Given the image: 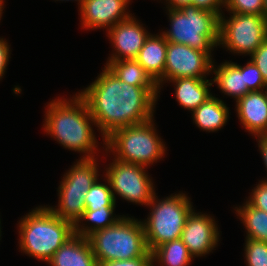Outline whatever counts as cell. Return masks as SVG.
Masks as SVG:
<instances>
[{"label":"cell","instance_id":"obj_11","mask_svg":"<svg viewBox=\"0 0 267 266\" xmlns=\"http://www.w3.org/2000/svg\"><path fill=\"white\" fill-rule=\"evenodd\" d=\"M213 219L205 213H195L194 209L186 219L181 240L195 258L209 254L219 242L218 227Z\"/></svg>","mask_w":267,"mask_h":266},{"label":"cell","instance_id":"obj_36","mask_svg":"<svg viewBox=\"0 0 267 266\" xmlns=\"http://www.w3.org/2000/svg\"><path fill=\"white\" fill-rule=\"evenodd\" d=\"M168 1V2H167ZM168 9H180L182 6L191 5V0H166Z\"/></svg>","mask_w":267,"mask_h":266},{"label":"cell","instance_id":"obj_22","mask_svg":"<svg viewBox=\"0 0 267 266\" xmlns=\"http://www.w3.org/2000/svg\"><path fill=\"white\" fill-rule=\"evenodd\" d=\"M94 159H79L70 170L63 175L59 187L90 189L98 178L97 161Z\"/></svg>","mask_w":267,"mask_h":266},{"label":"cell","instance_id":"obj_26","mask_svg":"<svg viewBox=\"0 0 267 266\" xmlns=\"http://www.w3.org/2000/svg\"><path fill=\"white\" fill-rule=\"evenodd\" d=\"M107 184L99 183L98 179L93 183L85 195V211H96L103 206H115L116 202L112 194L108 180ZM109 186V187H108Z\"/></svg>","mask_w":267,"mask_h":266},{"label":"cell","instance_id":"obj_4","mask_svg":"<svg viewBox=\"0 0 267 266\" xmlns=\"http://www.w3.org/2000/svg\"><path fill=\"white\" fill-rule=\"evenodd\" d=\"M97 262L153 257L146 245L144 227L135 218L122 216L114 225L87 237Z\"/></svg>","mask_w":267,"mask_h":266},{"label":"cell","instance_id":"obj_5","mask_svg":"<svg viewBox=\"0 0 267 266\" xmlns=\"http://www.w3.org/2000/svg\"><path fill=\"white\" fill-rule=\"evenodd\" d=\"M167 10L171 28L162 32L165 39L211 55L219 44V16L194 5Z\"/></svg>","mask_w":267,"mask_h":266},{"label":"cell","instance_id":"obj_38","mask_svg":"<svg viewBox=\"0 0 267 266\" xmlns=\"http://www.w3.org/2000/svg\"><path fill=\"white\" fill-rule=\"evenodd\" d=\"M3 5H4V2H3V0H0V20H1V17H2V11H3V9H4V7H3ZM3 8V9H2Z\"/></svg>","mask_w":267,"mask_h":266},{"label":"cell","instance_id":"obj_20","mask_svg":"<svg viewBox=\"0 0 267 266\" xmlns=\"http://www.w3.org/2000/svg\"><path fill=\"white\" fill-rule=\"evenodd\" d=\"M59 203L57 208L49 209L62 220L75 225L86 209L85 195L89 189L58 187Z\"/></svg>","mask_w":267,"mask_h":266},{"label":"cell","instance_id":"obj_33","mask_svg":"<svg viewBox=\"0 0 267 266\" xmlns=\"http://www.w3.org/2000/svg\"><path fill=\"white\" fill-rule=\"evenodd\" d=\"M191 5L201 9L210 10L220 17L223 14L221 8L225 6V0H191Z\"/></svg>","mask_w":267,"mask_h":266},{"label":"cell","instance_id":"obj_13","mask_svg":"<svg viewBox=\"0 0 267 266\" xmlns=\"http://www.w3.org/2000/svg\"><path fill=\"white\" fill-rule=\"evenodd\" d=\"M130 0H84L81 11L82 28H111L132 15L126 12Z\"/></svg>","mask_w":267,"mask_h":266},{"label":"cell","instance_id":"obj_18","mask_svg":"<svg viewBox=\"0 0 267 266\" xmlns=\"http://www.w3.org/2000/svg\"><path fill=\"white\" fill-rule=\"evenodd\" d=\"M215 66L213 62L212 71L215 76L211 81L217 84L222 93L234 97L237 101L250 92L244 80V66L231 61L220 64L217 69Z\"/></svg>","mask_w":267,"mask_h":266},{"label":"cell","instance_id":"obj_39","mask_svg":"<svg viewBox=\"0 0 267 266\" xmlns=\"http://www.w3.org/2000/svg\"><path fill=\"white\" fill-rule=\"evenodd\" d=\"M58 1V0H57ZM60 1H63V0H60ZM66 1H69V0H66ZM77 1V0H76ZM84 0H78V4H79V7H81L82 3H83Z\"/></svg>","mask_w":267,"mask_h":266},{"label":"cell","instance_id":"obj_30","mask_svg":"<svg viewBox=\"0 0 267 266\" xmlns=\"http://www.w3.org/2000/svg\"><path fill=\"white\" fill-rule=\"evenodd\" d=\"M261 182V183H260ZM252 189L251 195L247 202L259 210L267 212V181L262 180Z\"/></svg>","mask_w":267,"mask_h":266},{"label":"cell","instance_id":"obj_16","mask_svg":"<svg viewBox=\"0 0 267 266\" xmlns=\"http://www.w3.org/2000/svg\"><path fill=\"white\" fill-rule=\"evenodd\" d=\"M167 40L162 33L146 38L137 58L135 59L157 83L160 89L166 63Z\"/></svg>","mask_w":267,"mask_h":266},{"label":"cell","instance_id":"obj_7","mask_svg":"<svg viewBox=\"0 0 267 266\" xmlns=\"http://www.w3.org/2000/svg\"><path fill=\"white\" fill-rule=\"evenodd\" d=\"M147 206L151 213L141 222L150 252L159 245L181 238L186 219L194 209L185 193L172 194L161 201L155 194Z\"/></svg>","mask_w":267,"mask_h":266},{"label":"cell","instance_id":"obj_12","mask_svg":"<svg viewBox=\"0 0 267 266\" xmlns=\"http://www.w3.org/2000/svg\"><path fill=\"white\" fill-rule=\"evenodd\" d=\"M107 31L115 49L108 61L136 59L150 34L134 16L118 22Z\"/></svg>","mask_w":267,"mask_h":266},{"label":"cell","instance_id":"obj_24","mask_svg":"<svg viewBox=\"0 0 267 266\" xmlns=\"http://www.w3.org/2000/svg\"><path fill=\"white\" fill-rule=\"evenodd\" d=\"M235 209L246 227V238L267 243V212L252 207L247 201Z\"/></svg>","mask_w":267,"mask_h":266},{"label":"cell","instance_id":"obj_6","mask_svg":"<svg viewBox=\"0 0 267 266\" xmlns=\"http://www.w3.org/2000/svg\"><path fill=\"white\" fill-rule=\"evenodd\" d=\"M153 120L115 130L105 139L106 152L110 150L116 154V160L147 168L160 160L166 148L156 133Z\"/></svg>","mask_w":267,"mask_h":266},{"label":"cell","instance_id":"obj_35","mask_svg":"<svg viewBox=\"0 0 267 266\" xmlns=\"http://www.w3.org/2000/svg\"><path fill=\"white\" fill-rule=\"evenodd\" d=\"M257 140H258V147L260 149L261 152V156L263 158L265 167L267 168V135L265 136H257ZM267 170V169H266ZM267 181V180H265Z\"/></svg>","mask_w":267,"mask_h":266},{"label":"cell","instance_id":"obj_8","mask_svg":"<svg viewBox=\"0 0 267 266\" xmlns=\"http://www.w3.org/2000/svg\"><path fill=\"white\" fill-rule=\"evenodd\" d=\"M231 14L229 19L219 17L218 46L250 56L267 39V19L257 14Z\"/></svg>","mask_w":267,"mask_h":266},{"label":"cell","instance_id":"obj_28","mask_svg":"<svg viewBox=\"0 0 267 266\" xmlns=\"http://www.w3.org/2000/svg\"><path fill=\"white\" fill-rule=\"evenodd\" d=\"M224 7L230 13L264 15L263 0H225Z\"/></svg>","mask_w":267,"mask_h":266},{"label":"cell","instance_id":"obj_21","mask_svg":"<svg viewBox=\"0 0 267 266\" xmlns=\"http://www.w3.org/2000/svg\"><path fill=\"white\" fill-rule=\"evenodd\" d=\"M107 62L105 66L122 82L138 87H158L157 83L135 59Z\"/></svg>","mask_w":267,"mask_h":266},{"label":"cell","instance_id":"obj_37","mask_svg":"<svg viewBox=\"0 0 267 266\" xmlns=\"http://www.w3.org/2000/svg\"><path fill=\"white\" fill-rule=\"evenodd\" d=\"M263 2H264V16L267 19V0H263Z\"/></svg>","mask_w":267,"mask_h":266},{"label":"cell","instance_id":"obj_9","mask_svg":"<svg viewBox=\"0 0 267 266\" xmlns=\"http://www.w3.org/2000/svg\"><path fill=\"white\" fill-rule=\"evenodd\" d=\"M106 168L108 180L115 202V194L129 202L148 205L155 196V188L145 166L112 160Z\"/></svg>","mask_w":267,"mask_h":266},{"label":"cell","instance_id":"obj_10","mask_svg":"<svg viewBox=\"0 0 267 266\" xmlns=\"http://www.w3.org/2000/svg\"><path fill=\"white\" fill-rule=\"evenodd\" d=\"M212 55L187 45L167 41L163 81L177 78L203 79L212 71Z\"/></svg>","mask_w":267,"mask_h":266},{"label":"cell","instance_id":"obj_32","mask_svg":"<svg viewBox=\"0 0 267 266\" xmlns=\"http://www.w3.org/2000/svg\"><path fill=\"white\" fill-rule=\"evenodd\" d=\"M98 266H154L153 257H136L129 260L97 262Z\"/></svg>","mask_w":267,"mask_h":266},{"label":"cell","instance_id":"obj_34","mask_svg":"<svg viewBox=\"0 0 267 266\" xmlns=\"http://www.w3.org/2000/svg\"><path fill=\"white\" fill-rule=\"evenodd\" d=\"M9 49L10 47L8 45V42H6L4 38H0V79L3 78L5 69L9 62V57H10Z\"/></svg>","mask_w":267,"mask_h":266},{"label":"cell","instance_id":"obj_31","mask_svg":"<svg viewBox=\"0 0 267 266\" xmlns=\"http://www.w3.org/2000/svg\"><path fill=\"white\" fill-rule=\"evenodd\" d=\"M250 56L267 84V39Z\"/></svg>","mask_w":267,"mask_h":266},{"label":"cell","instance_id":"obj_15","mask_svg":"<svg viewBox=\"0 0 267 266\" xmlns=\"http://www.w3.org/2000/svg\"><path fill=\"white\" fill-rule=\"evenodd\" d=\"M50 266H98L86 237L74 234L47 262Z\"/></svg>","mask_w":267,"mask_h":266},{"label":"cell","instance_id":"obj_1","mask_svg":"<svg viewBox=\"0 0 267 266\" xmlns=\"http://www.w3.org/2000/svg\"><path fill=\"white\" fill-rule=\"evenodd\" d=\"M160 89L122 82L106 66L96 80L78 94L101 131L103 142L115 130L153 119Z\"/></svg>","mask_w":267,"mask_h":266},{"label":"cell","instance_id":"obj_27","mask_svg":"<svg viewBox=\"0 0 267 266\" xmlns=\"http://www.w3.org/2000/svg\"><path fill=\"white\" fill-rule=\"evenodd\" d=\"M245 258L247 266H267V243L246 238Z\"/></svg>","mask_w":267,"mask_h":266},{"label":"cell","instance_id":"obj_17","mask_svg":"<svg viewBox=\"0 0 267 266\" xmlns=\"http://www.w3.org/2000/svg\"><path fill=\"white\" fill-rule=\"evenodd\" d=\"M169 81L173 82L176 86L175 97L177 102L192 112L212 96L209 87L213 85V82L206 78L196 79L185 77Z\"/></svg>","mask_w":267,"mask_h":266},{"label":"cell","instance_id":"obj_19","mask_svg":"<svg viewBox=\"0 0 267 266\" xmlns=\"http://www.w3.org/2000/svg\"><path fill=\"white\" fill-rule=\"evenodd\" d=\"M228 109L221 99L210 96L191 113L197 127L203 131L215 132L226 124L229 117Z\"/></svg>","mask_w":267,"mask_h":266},{"label":"cell","instance_id":"obj_29","mask_svg":"<svg viewBox=\"0 0 267 266\" xmlns=\"http://www.w3.org/2000/svg\"><path fill=\"white\" fill-rule=\"evenodd\" d=\"M244 80L250 91L265 90L267 86L262 78L261 72L252 60L244 65Z\"/></svg>","mask_w":267,"mask_h":266},{"label":"cell","instance_id":"obj_25","mask_svg":"<svg viewBox=\"0 0 267 266\" xmlns=\"http://www.w3.org/2000/svg\"><path fill=\"white\" fill-rule=\"evenodd\" d=\"M115 207L116 206H103V208H99L96 211H84L82 217L74 225V233L87 238L97 230L114 225L122 217V215H113ZM81 220H87V222H91L93 226H82L79 224V222L81 223Z\"/></svg>","mask_w":267,"mask_h":266},{"label":"cell","instance_id":"obj_2","mask_svg":"<svg viewBox=\"0 0 267 266\" xmlns=\"http://www.w3.org/2000/svg\"><path fill=\"white\" fill-rule=\"evenodd\" d=\"M75 95L70 101L58 98L48 104L44 130L63 147L85 153L81 159H94L98 145L92 125L96 124L86 102Z\"/></svg>","mask_w":267,"mask_h":266},{"label":"cell","instance_id":"obj_3","mask_svg":"<svg viewBox=\"0 0 267 266\" xmlns=\"http://www.w3.org/2000/svg\"><path fill=\"white\" fill-rule=\"evenodd\" d=\"M21 251L48 262L74 233V225L62 220L49 207L39 206L19 221Z\"/></svg>","mask_w":267,"mask_h":266},{"label":"cell","instance_id":"obj_23","mask_svg":"<svg viewBox=\"0 0 267 266\" xmlns=\"http://www.w3.org/2000/svg\"><path fill=\"white\" fill-rule=\"evenodd\" d=\"M153 263L160 266H188L193 260L181 238L159 245L152 251Z\"/></svg>","mask_w":267,"mask_h":266},{"label":"cell","instance_id":"obj_14","mask_svg":"<svg viewBox=\"0 0 267 266\" xmlns=\"http://www.w3.org/2000/svg\"><path fill=\"white\" fill-rule=\"evenodd\" d=\"M237 116L246 130L255 137L267 135L266 91H250L236 101Z\"/></svg>","mask_w":267,"mask_h":266}]
</instances>
